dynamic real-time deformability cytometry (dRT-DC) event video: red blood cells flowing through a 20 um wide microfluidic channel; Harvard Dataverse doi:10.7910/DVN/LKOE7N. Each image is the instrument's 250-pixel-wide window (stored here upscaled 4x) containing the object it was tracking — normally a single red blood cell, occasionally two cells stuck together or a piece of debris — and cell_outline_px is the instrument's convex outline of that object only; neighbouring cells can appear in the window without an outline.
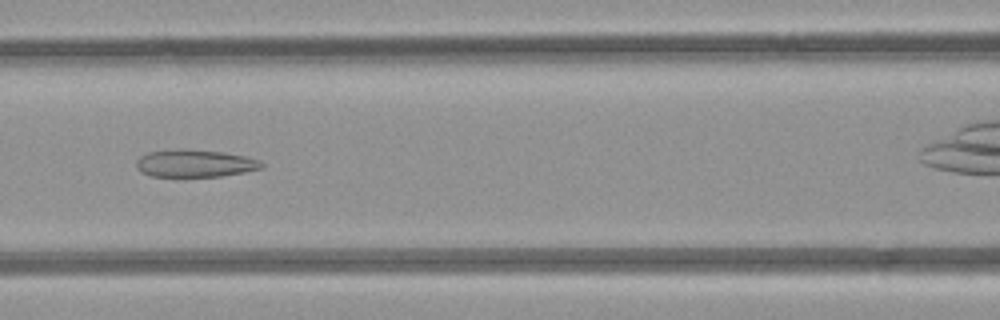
{"species": "common noctule bat (a hibernating species)", "species_latin": "Nyctalus noctula", "temperature_condition": "room temperature", "stored_images_in_passage": 6, "camera_frame_rate_fps": 3000, "um_per_image_px": 0.085, "animal": {"sex": "female", "body_mass_g": 21.9}, "frame": {"image": 1, "passage_image": 5, "time_ms": 5.333, "image_size_px": [1000, 320], "cell_outline_px": [[264, 168], [244, 172], [220, 176], [152, 176], [140, 172], [136, 168], [136, 160], [140, 156], [148, 152], [224, 152], [244, 156], [260, 160], [264, 164]], "centroid_in_image_um": [16.61, 13.94], "position_along_channel_um": 150.0, "area_um2": 19.07}}